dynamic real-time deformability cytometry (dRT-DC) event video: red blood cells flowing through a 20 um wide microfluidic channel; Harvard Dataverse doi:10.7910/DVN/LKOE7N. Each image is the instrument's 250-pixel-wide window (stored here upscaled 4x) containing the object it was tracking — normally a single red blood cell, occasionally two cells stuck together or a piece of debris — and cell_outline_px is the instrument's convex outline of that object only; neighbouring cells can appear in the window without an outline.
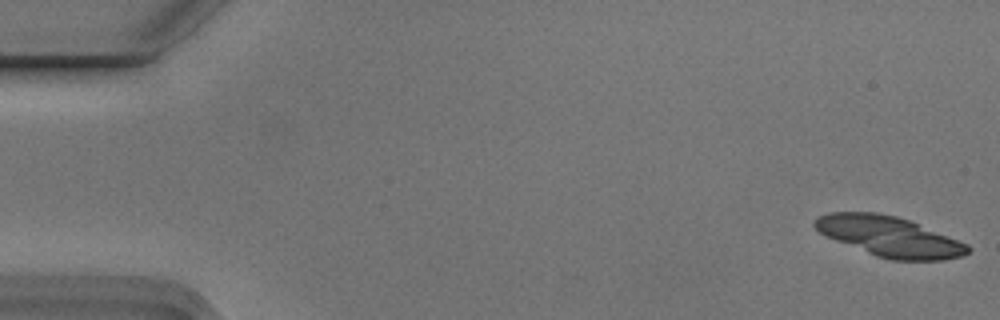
{"species": "Egyptian fruit bat (a non-hibernating species)", "species_latin": "Rousettus aegyptiacus", "temperature_condition": "cold", "stored_images_in_passage": 10, "camera_frame_rate_fps": 3000, "um_per_image_px": 0.085, "animal": {"sex": "male"}, "frame": {"image": 1, "passage_image": 1, "time_ms": 0.0, "image_size_px": [1000, 320], "cell_outline_px": [[972, 248], [964, 256], [944, 260], [892, 260], [876, 256], [824, 236], [812, 224], [816, 216], [828, 212], [876, 212], [896, 216], [908, 220], [968, 244]], "centroid_in_image_um": [75.57, 20.1], "position_along_channel_um": 9.4, "area_um2": 35.78}}
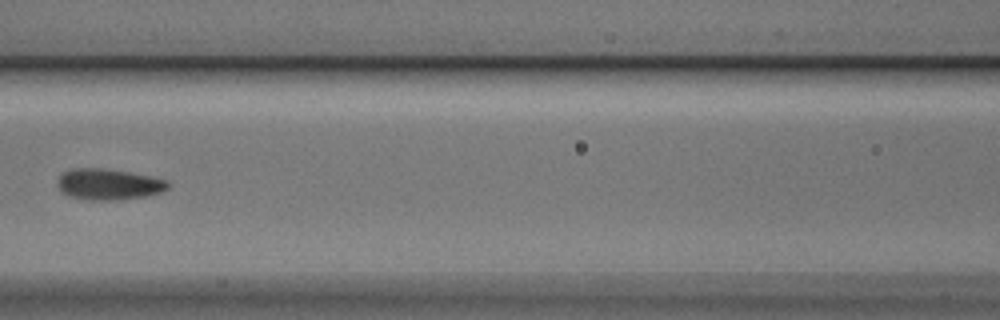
{"frame": {"image": 2, "passage_image": 7, "time_ms": 2.0, "image_size_px": [1000, 320], "cell_outline_px": [[172, 184], [168, 188], [160, 192], [144, 196], [112, 200], [92, 200], [68, 196], [60, 192], [56, 184], [56, 180], [64, 172], [72, 168], [100, 168], [128, 172], [152, 176], [168, 180]], "centroid_in_image_um": [9.21, 15.66], "position_along_channel_um": 157.4, "area_um2": 20.06}}
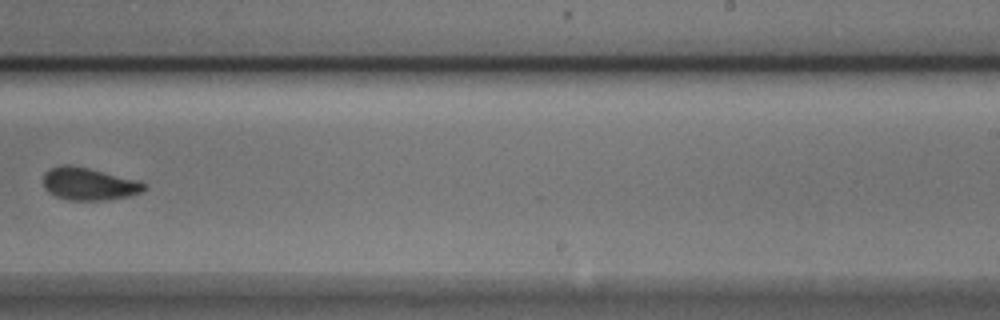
{"frame": {"image": 3, "passage_image": 10, "time_ms": 3.0, "image_size_px": [1000, 320], "cell_outline_px": [[148, 184], [140, 192], [128, 196], [108, 200], [68, 200], [56, 196], [48, 192], [44, 188], [44, 172], [60, 164], [68, 164], [88, 168]], "centroid_in_image_um": [7.49, 15.64], "position_along_channel_um": 281.5, "area_um2": 18.79}}